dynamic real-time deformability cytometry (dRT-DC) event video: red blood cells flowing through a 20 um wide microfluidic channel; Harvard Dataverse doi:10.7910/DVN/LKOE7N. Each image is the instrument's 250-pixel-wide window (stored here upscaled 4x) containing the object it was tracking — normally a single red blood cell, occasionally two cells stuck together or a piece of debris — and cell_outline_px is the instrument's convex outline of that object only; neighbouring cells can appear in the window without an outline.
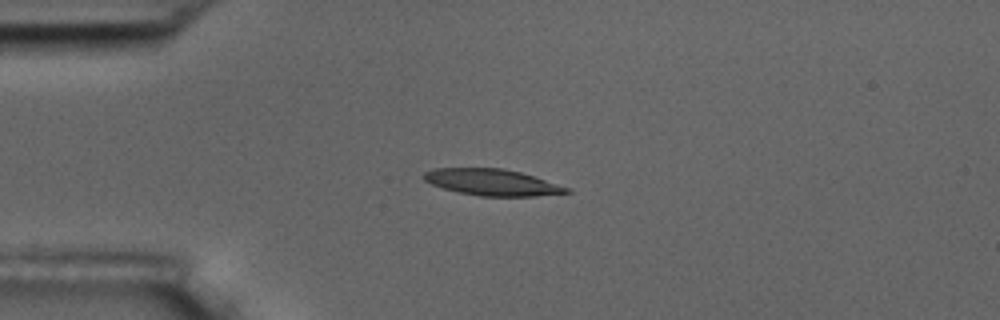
{"species": "common noctule bat (a hibernating species)", "species_latin": "Nyctalus noctula", "temperature_condition": "room temperature", "stored_images_in_passage": 6, "camera_frame_rate_fps": 3000, "um_per_image_px": 0.085, "animal": {"sex": "male", "body_mass_g": 17.5, "forearm_length_mm": 52.3}, "frame": {"image": 1, "passage_image": 3, "time_ms": 2.333, "image_size_px": [1000, 320], "cell_outline_px": [[572, 192], [536, 196], [480, 196], [460, 192], [444, 188], [432, 184], [424, 180], [420, 176], [424, 172], [432, 168], [500, 168], [520, 172], [572, 188]], "centroid_in_image_um": [41.83, 15.49], "position_along_channel_um": 43.2, "area_um2": 21.96}}